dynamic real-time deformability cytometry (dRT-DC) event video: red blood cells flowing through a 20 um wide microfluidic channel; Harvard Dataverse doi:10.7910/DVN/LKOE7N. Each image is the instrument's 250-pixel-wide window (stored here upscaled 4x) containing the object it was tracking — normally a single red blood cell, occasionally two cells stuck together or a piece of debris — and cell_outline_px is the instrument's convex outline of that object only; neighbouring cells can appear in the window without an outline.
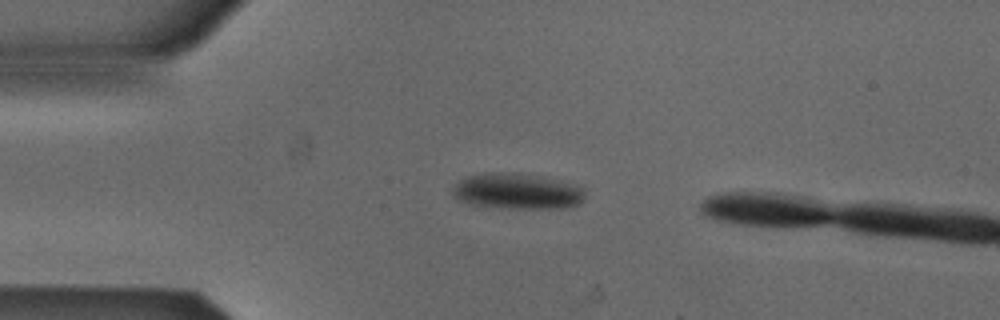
{"species": "Egyptian fruit bat (a non-hibernating species)", "species_latin": "Rousettus aegyptiacus", "temperature_condition": "cold", "stored_images_in_passage": 3, "camera_frame_rate_fps": 3000, "um_per_image_px": 0.085, "animal": {"sex": "male"}, "frame": {"image": 1, "passage_image": 2, "time_ms": 0.333, "image_size_px": [1000, 320], "cell_outline_px": [[584, 200], [580, 204], [564, 208], [516, 208], [468, 204], [452, 196], [452, 188], [460, 180], [468, 176], [484, 172], [512, 172], [540, 176], [560, 180], [576, 184], [584, 188]], "centroid_in_image_um": [43.98, 16.24], "position_along_channel_um": 41.0, "area_um2": 27.8}}